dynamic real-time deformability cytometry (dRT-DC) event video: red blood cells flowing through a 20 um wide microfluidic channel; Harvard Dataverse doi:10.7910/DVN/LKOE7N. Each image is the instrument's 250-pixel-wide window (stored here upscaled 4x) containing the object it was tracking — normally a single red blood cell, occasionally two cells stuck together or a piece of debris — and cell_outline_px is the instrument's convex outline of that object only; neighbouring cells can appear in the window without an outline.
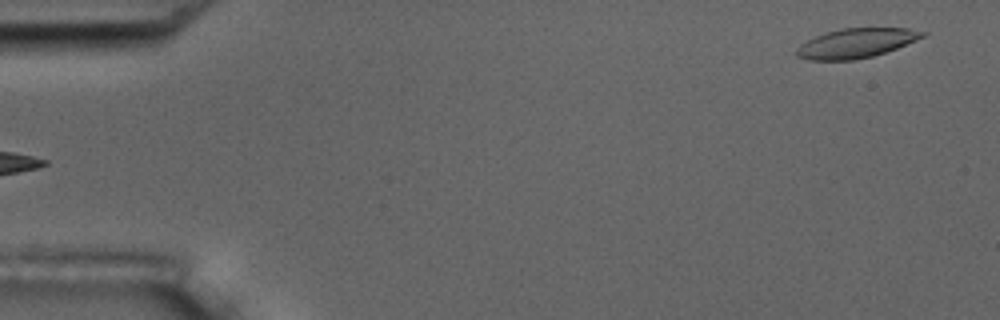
{"species": "common noctule bat (a hibernating species)", "species_latin": "Nyctalus noctula", "temperature_condition": "room temperature", "stored_images_in_passage": 6, "camera_frame_rate_fps": 3000, "um_per_image_px": 0.085, "animal": {"sex": "male", "body_mass_g": 17.5, "forearm_length_mm": 52.3}, "frame": {"image": 1, "passage_image": 6, "time_ms": 7.0, "image_size_px": [1000, 320], "cell_outline_px": [[928, 32], [924, 36], [916, 40], [896, 48], [872, 56], [852, 60], [808, 60], [796, 56], [796, 48], [800, 44], [816, 36], [840, 28], [908, 28]], "centroid_in_image_um": [72.75, 3.66], "position_along_channel_um": 12.2, "area_um2": 21.44}}